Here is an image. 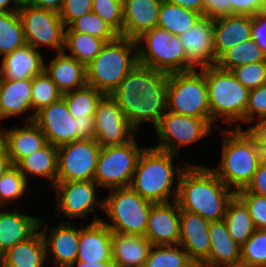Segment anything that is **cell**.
Here are the masks:
<instances>
[{"label":"cell","mask_w":266,"mask_h":267,"mask_svg":"<svg viewBox=\"0 0 266 267\" xmlns=\"http://www.w3.org/2000/svg\"><path fill=\"white\" fill-rule=\"evenodd\" d=\"M168 74L167 109L169 112L206 119L210 108L204 68Z\"/></svg>","instance_id":"ba28073f"},{"label":"cell","mask_w":266,"mask_h":267,"mask_svg":"<svg viewBox=\"0 0 266 267\" xmlns=\"http://www.w3.org/2000/svg\"><path fill=\"white\" fill-rule=\"evenodd\" d=\"M163 0H123L122 36L136 40L157 27Z\"/></svg>","instance_id":"7402d4cb"},{"label":"cell","mask_w":266,"mask_h":267,"mask_svg":"<svg viewBox=\"0 0 266 267\" xmlns=\"http://www.w3.org/2000/svg\"><path fill=\"white\" fill-rule=\"evenodd\" d=\"M112 261L115 267H143L152 244L145 236L112 232Z\"/></svg>","instance_id":"83f0119b"},{"label":"cell","mask_w":266,"mask_h":267,"mask_svg":"<svg viewBox=\"0 0 266 267\" xmlns=\"http://www.w3.org/2000/svg\"><path fill=\"white\" fill-rule=\"evenodd\" d=\"M65 32L90 34L106 43L115 40L119 36V33L110 24L92 11L74 20L65 29Z\"/></svg>","instance_id":"ab89813d"},{"label":"cell","mask_w":266,"mask_h":267,"mask_svg":"<svg viewBox=\"0 0 266 267\" xmlns=\"http://www.w3.org/2000/svg\"><path fill=\"white\" fill-rule=\"evenodd\" d=\"M143 150L134 139L123 145L101 148L94 176L98 187L108 190L129 187Z\"/></svg>","instance_id":"30bf717a"},{"label":"cell","mask_w":266,"mask_h":267,"mask_svg":"<svg viewBox=\"0 0 266 267\" xmlns=\"http://www.w3.org/2000/svg\"><path fill=\"white\" fill-rule=\"evenodd\" d=\"M137 47L136 40L120 35L106 43L100 53L86 65L87 85L104 95H111L138 64ZM131 52H134L133 56Z\"/></svg>","instance_id":"5b68a950"},{"label":"cell","mask_w":266,"mask_h":267,"mask_svg":"<svg viewBox=\"0 0 266 267\" xmlns=\"http://www.w3.org/2000/svg\"><path fill=\"white\" fill-rule=\"evenodd\" d=\"M26 45L18 11L0 12V55L12 53Z\"/></svg>","instance_id":"8d00e7d4"},{"label":"cell","mask_w":266,"mask_h":267,"mask_svg":"<svg viewBox=\"0 0 266 267\" xmlns=\"http://www.w3.org/2000/svg\"><path fill=\"white\" fill-rule=\"evenodd\" d=\"M64 0H32V5L45 10L59 13Z\"/></svg>","instance_id":"6f0895ef"},{"label":"cell","mask_w":266,"mask_h":267,"mask_svg":"<svg viewBox=\"0 0 266 267\" xmlns=\"http://www.w3.org/2000/svg\"><path fill=\"white\" fill-rule=\"evenodd\" d=\"M46 230L47 225L43 230H40L44 240L46 258L50 252L54 257V267H69L77 259L79 229L71 226L70 222L67 221L56 228L48 229L49 236Z\"/></svg>","instance_id":"44dd1931"},{"label":"cell","mask_w":266,"mask_h":267,"mask_svg":"<svg viewBox=\"0 0 266 267\" xmlns=\"http://www.w3.org/2000/svg\"><path fill=\"white\" fill-rule=\"evenodd\" d=\"M32 111V79H0V119Z\"/></svg>","instance_id":"f546056e"},{"label":"cell","mask_w":266,"mask_h":267,"mask_svg":"<svg viewBox=\"0 0 266 267\" xmlns=\"http://www.w3.org/2000/svg\"><path fill=\"white\" fill-rule=\"evenodd\" d=\"M248 207L255 229H266V197L251 192H236Z\"/></svg>","instance_id":"bcb514c9"},{"label":"cell","mask_w":266,"mask_h":267,"mask_svg":"<svg viewBox=\"0 0 266 267\" xmlns=\"http://www.w3.org/2000/svg\"><path fill=\"white\" fill-rule=\"evenodd\" d=\"M105 44V41L90 34L65 32L63 51L70 50L67 55L86 66L100 53Z\"/></svg>","instance_id":"d590c367"},{"label":"cell","mask_w":266,"mask_h":267,"mask_svg":"<svg viewBox=\"0 0 266 267\" xmlns=\"http://www.w3.org/2000/svg\"><path fill=\"white\" fill-rule=\"evenodd\" d=\"M47 144L46 137L34 122H27L22 128L4 130V149L11 165L40 150Z\"/></svg>","instance_id":"cb8c5ba5"},{"label":"cell","mask_w":266,"mask_h":267,"mask_svg":"<svg viewBox=\"0 0 266 267\" xmlns=\"http://www.w3.org/2000/svg\"><path fill=\"white\" fill-rule=\"evenodd\" d=\"M231 72L249 90L266 83V61L241 65L232 69Z\"/></svg>","instance_id":"f6af8a7d"},{"label":"cell","mask_w":266,"mask_h":267,"mask_svg":"<svg viewBox=\"0 0 266 267\" xmlns=\"http://www.w3.org/2000/svg\"><path fill=\"white\" fill-rule=\"evenodd\" d=\"M188 59V71L215 65L217 60L214 52V19L202 16L188 31L180 34Z\"/></svg>","instance_id":"e0dca14e"},{"label":"cell","mask_w":266,"mask_h":267,"mask_svg":"<svg viewBox=\"0 0 266 267\" xmlns=\"http://www.w3.org/2000/svg\"><path fill=\"white\" fill-rule=\"evenodd\" d=\"M143 267H197V265L189 258L187 251L178 244L152 245Z\"/></svg>","instance_id":"74e56055"},{"label":"cell","mask_w":266,"mask_h":267,"mask_svg":"<svg viewBox=\"0 0 266 267\" xmlns=\"http://www.w3.org/2000/svg\"><path fill=\"white\" fill-rule=\"evenodd\" d=\"M136 43L138 63L167 74L188 71V59L175 34L154 27L137 38Z\"/></svg>","instance_id":"9c48e42d"},{"label":"cell","mask_w":266,"mask_h":267,"mask_svg":"<svg viewBox=\"0 0 266 267\" xmlns=\"http://www.w3.org/2000/svg\"><path fill=\"white\" fill-rule=\"evenodd\" d=\"M231 15H248L254 17L266 9V0H229Z\"/></svg>","instance_id":"681fc988"},{"label":"cell","mask_w":266,"mask_h":267,"mask_svg":"<svg viewBox=\"0 0 266 267\" xmlns=\"http://www.w3.org/2000/svg\"><path fill=\"white\" fill-rule=\"evenodd\" d=\"M92 181L56 182L53 186L58 193L57 206L59 214L63 213L70 218L84 217L95 211V206L103 209V199L97 201L96 186Z\"/></svg>","instance_id":"2e32d148"},{"label":"cell","mask_w":266,"mask_h":267,"mask_svg":"<svg viewBox=\"0 0 266 267\" xmlns=\"http://www.w3.org/2000/svg\"><path fill=\"white\" fill-rule=\"evenodd\" d=\"M252 16L228 15L214 19L216 60L234 45L251 39Z\"/></svg>","instance_id":"4316f807"},{"label":"cell","mask_w":266,"mask_h":267,"mask_svg":"<svg viewBox=\"0 0 266 267\" xmlns=\"http://www.w3.org/2000/svg\"><path fill=\"white\" fill-rule=\"evenodd\" d=\"M201 17L202 15L196 11L163 0L159 11L157 27L179 36L191 29Z\"/></svg>","instance_id":"836d02e7"},{"label":"cell","mask_w":266,"mask_h":267,"mask_svg":"<svg viewBox=\"0 0 266 267\" xmlns=\"http://www.w3.org/2000/svg\"><path fill=\"white\" fill-rule=\"evenodd\" d=\"M115 267L113 262H82L76 260L69 267Z\"/></svg>","instance_id":"680465c9"},{"label":"cell","mask_w":266,"mask_h":267,"mask_svg":"<svg viewBox=\"0 0 266 267\" xmlns=\"http://www.w3.org/2000/svg\"><path fill=\"white\" fill-rule=\"evenodd\" d=\"M169 3L181 6L200 13L204 16V3L203 0H166Z\"/></svg>","instance_id":"9f6ffc18"},{"label":"cell","mask_w":266,"mask_h":267,"mask_svg":"<svg viewBox=\"0 0 266 267\" xmlns=\"http://www.w3.org/2000/svg\"><path fill=\"white\" fill-rule=\"evenodd\" d=\"M13 1L19 8L32 3V0H13Z\"/></svg>","instance_id":"6125c7cd"},{"label":"cell","mask_w":266,"mask_h":267,"mask_svg":"<svg viewBox=\"0 0 266 267\" xmlns=\"http://www.w3.org/2000/svg\"><path fill=\"white\" fill-rule=\"evenodd\" d=\"M78 125V140L95 139L96 129L94 116H86V118H76Z\"/></svg>","instance_id":"11a10c76"},{"label":"cell","mask_w":266,"mask_h":267,"mask_svg":"<svg viewBox=\"0 0 266 267\" xmlns=\"http://www.w3.org/2000/svg\"><path fill=\"white\" fill-rule=\"evenodd\" d=\"M11 165L9 158L7 157L5 149L0 152V177L5 170Z\"/></svg>","instance_id":"94428289"},{"label":"cell","mask_w":266,"mask_h":267,"mask_svg":"<svg viewBox=\"0 0 266 267\" xmlns=\"http://www.w3.org/2000/svg\"><path fill=\"white\" fill-rule=\"evenodd\" d=\"M210 222L199 214L180 210L179 245L199 267L208 257L210 250Z\"/></svg>","instance_id":"d6986e66"},{"label":"cell","mask_w":266,"mask_h":267,"mask_svg":"<svg viewBox=\"0 0 266 267\" xmlns=\"http://www.w3.org/2000/svg\"><path fill=\"white\" fill-rule=\"evenodd\" d=\"M168 74L138 63L110 95L137 130L150 121L155 128L167 110Z\"/></svg>","instance_id":"6da1fadb"},{"label":"cell","mask_w":266,"mask_h":267,"mask_svg":"<svg viewBox=\"0 0 266 267\" xmlns=\"http://www.w3.org/2000/svg\"><path fill=\"white\" fill-rule=\"evenodd\" d=\"M237 192H251L266 197V157L257 167L247 187Z\"/></svg>","instance_id":"816d5d0a"},{"label":"cell","mask_w":266,"mask_h":267,"mask_svg":"<svg viewBox=\"0 0 266 267\" xmlns=\"http://www.w3.org/2000/svg\"><path fill=\"white\" fill-rule=\"evenodd\" d=\"M235 194L211 168L188 163L178 181L176 201L180 210L214 222L224 219L227 205Z\"/></svg>","instance_id":"7a4b0ae2"},{"label":"cell","mask_w":266,"mask_h":267,"mask_svg":"<svg viewBox=\"0 0 266 267\" xmlns=\"http://www.w3.org/2000/svg\"><path fill=\"white\" fill-rule=\"evenodd\" d=\"M92 12L99 15L122 36L123 0H92Z\"/></svg>","instance_id":"ee69618b"},{"label":"cell","mask_w":266,"mask_h":267,"mask_svg":"<svg viewBox=\"0 0 266 267\" xmlns=\"http://www.w3.org/2000/svg\"><path fill=\"white\" fill-rule=\"evenodd\" d=\"M240 267H266V229H255L241 246Z\"/></svg>","instance_id":"b9f144b4"},{"label":"cell","mask_w":266,"mask_h":267,"mask_svg":"<svg viewBox=\"0 0 266 267\" xmlns=\"http://www.w3.org/2000/svg\"><path fill=\"white\" fill-rule=\"evenodd\" d=\"M209 236V257L199 267H240L241 246L229 235L224 219L210 222Z\"/></svg>","instance_id":"603a6c76"},{"label":"cell","mask_w":266,"mask_h":267,"mask_svg":"<svg viewBox=\"0 0 266 267\" xmlns=\"http://www.w3.org/2000/svg\"><path fill=\"white\" fill-rule=\"evenodd\" d=\"M219 133L225 135L222 158L218 168L211 169L227 187L237 192L251 182L266 155L239 123L233 131L230 129Z\"/></svg>","instance_id":"3957f363"},{"label":"cell","mask_w":266,"mask_h":267,"mask_svg":"<svg viewBox=\"0 0 266 267\" xmlns=\"http://www.w3.org/2000/svg\"><path fill=\"white\" fill-rule=\"evenodd\" d=\"M251 38L266 54V9L252 17Z\"/></svg>","instance_id":"f907efd6"},{"label":"cell","mask_w":266,"mask_h":267,"mask_svg":"<svg viewBox=\"0 0 266 267\" xmlns=\"http://www.w3.org/2000/svg\"><path fill=\"white\" fill-rule=\"evenodd\" d=\"M4 149V130L0 129V152Z\"/></svg>","instance_id":"be15d7a7"},{"label":"cell","mask_w":266,"mask_h":267,"mask_svg":"<svg viewBox=\"0 0 266 267\" xmlns=\"http://www.w3.org/2000/svg\"><path fill=\"white\" fill-rule=\"evenodd\" d=\"M0 210V255L15 244L30 238L38 229L40 219L16 211Z\"/></svg>","instance_id":"4dcf8cb0"},{"label":"cell","mask_w":266,"mask_h":267,"mask_svg":"<svg viewBox=\"0 0 266 267\" xmlns=\"http://www.w3.org/2000/svg\"><path fill=\"white\" fill-rule=\"evenodd\" d=\"M145 237L152 245L179 244L180 208L176 200L152 204Z\"/></svg>","instance_id":"ac0fdd59"},{"label":"cell","mask_w":266,"mask_h":267,"mask_svg":"<svg viewBox=\"0 0 266 267\" xmlns=\"http://www.w3.org/2000/svg\"><path fill=\"white\" fill-rule=\"evenodd\" d=\"M27 186L28 181L25 176L15 165H10L0 177V207L13 203L23 196Z\"/></svg>","instance_id":"7bdbcfd3"},{"label":"cell","mask_w":266,"mask_h":267,"mask_svg":"<svg viewBox=\"0 0 266 267\" xmlns=\"http://www.w3.org/2000/svg\"><path fill=\"white\" fill-rule=\"evenodd\" d=\"M33 122L44 133L47 143L56 147L78 140L77 121L62 97L37 111Z\"/></svg>","instance_id":"9a60e30c"},{"label":"cell","mask_w":266,"mask_h":267,"mask_svg":"<svg viewBox=\"0 0 266 267\" xmlns=\"http://www.w3.org/2000/svg\"><path fill=\"white\" fill-rule=\"evenodd\" d=\"M104 94L101 91L86 85L62 95L65 100L69 113L73 118H86V116H94L97 103Z\"/></svg>","instance_id":"f35d334b"},{"label":"cell","mask_w":266,"mask_h":267,"mask_svg":"<svg viewBox=\"0 0 266 267\" xmlns=\"http://www.w3.org/2000/svg\"><path fill=\"white\" fill-rule=\"evenodd\" d=\"M100 149L95 139H79L57 147L56 182L94 180Z\"/></svg>","instance_id":"7c38bea8"},{"label":"cell","mask_w":266,"mask_h":267,"mask_svg":"<svg viewBox=\"0 0 266 267\" xmlns=\"http://www.w3.org/2000/svg\"><path fill=\"white\" fill-rule=\"evenodd\" d=\"M44 71L62 95L87 85L86 66L66 51L59 52L48 66L44 65Z\"/></svg>","instance_id":"484cf974"},{"label":"cell","mask_w":266,"mask_h":267,"mask_svg":"<svg viewBox=\"0 0 266 267\" xmlns=\"http://www.w3.org/2000/svg\"><path fill=\"white\" fill-rule=\"evenodd\" d=\"M224 220L229 235L240 246L247 241L255 230L248 207L236 194L227 205Z\"/></svg>","instance_id":"d6a6232c"},{"label":"cell","mask_w":266,"mask_h":267,"mask_svg":"<svg viewBox=\"0 0 266 267\" xmlns=\"http://www.w3.org/2000/svg\"><path fill=\"white\" fill-rule=\"evenodd\" d=\"M176 156L178 157L176 154L154 147H145L137 161L130 187L142 198L153 203H167L170 202V197L173 194L172 188L177 182L172 199L173 201L176 200L178 181L185 169V167L174 168L173 157ZM175 177H177L176 182H174Z\"/></svg>","instance_id":"277c9868"},{"label":"cell","mask_w":266,"mask_h":267,"mask_svg":"<svg viewBox=\"0 0 266 267\" xmlns=\"http://www.w3.org/2000/svg\"><path fill=\"white\" fill-rule=\"evenodd\" d=\"M155 129L159 141L154 148L178 155L180 146L194 143L210 134L212 125L203 118L166 111Z\"/></svg>","instance_id":"4fadbf2b"},{"label":"cell","mask_w":266,"mask_h":267,"mask_svg":"<svg viewBox=\"0 0 266 267\" xmlns=\"http://www.w3.org/2000/svg\"><path fill=\"white\" fill-rule=\"evenodd\" d=\"M257 122V124L245 129V131L253 138L256 145L266 155V116L261 117V119L258 118Z\"/></svg>","instance_id":"db71d44e"},{"label":"cell","mask_w":266,"mask_h":267,"mask_svg":"<svg viewBox=\"0 0 266 267\" xmlns=\"http://www.w3.org/2000/svg\"><path fill=\"white\" fill-rule=\"evenodd\" d=\"M103 210L112 224L102 221L112 232L145 236L153 202L142 198L130 186L110 189Z\"/></svg>","instance_id":"52a82bcc"},{"label":"cell","mask_w":266,"mask_h":267,"mask_svg":"<svg viewBox=\"0 0 266 267\" xmlns=\"http://www.w3.org/2000/svg\"><path fill=\"white\" fill-rule=\"evenodd\" d=\"M92 11V0H64L59 15L67 28L74 20Z\"/></svg>","instance_id":"7dc6e473"},{"label":"cell","mask_w":266,"mask_h":267,"mask_svg":"<svg viewBox=\"0 0 266 267\" xmlns=\"http://www.w3.org/2000/svg\"><path fill=\"white\" fill-rule=\"evenodd\" d=\"M204 17L216 19L231 15V2L229 0H203Z\"/></svg>","instance_id":"f5cc1de1"},{"label":"cell","mask_w":266,"mask_h":267,"mask_svg":"<svg viewBox=\"0 0 266 267\" xmlns=\"http://www.w3.org/2000/svg\"><path fill=\"white\" fill-rule=\"evenodd\" d=\"M94 121L95 140L101 148L126 144L137 131L110 95H104L97 103Z\"/></svg>","instance_id":"5bb4252c"},{"label":"cell","mask_w":266,"mask_h":267,"mask_svg":"<svg viewBox=\"0 0 266 267\" xmlns=\"http://www.w3.org/2000/svg\"><path fill=\"white\" fill-rule=\"evenodd\" d=\"M58 154L57 147L47 143L40 150L22 158L15 166L25 176L33 174L49 178L52 181L51 187L56 184Z\"/></svg>","instance_id":"1f68e13d"},{"label":"cell","mask_w":266,"mask_h":267,"mask_svg":"<svg viewBox=\"0 0 266 267\" xmlns=\"http://www.w3.org/2000/svg\"><path fill=\"white\" fill-rule=\"evenodd\" d=\"M255 114L258 115V118L266 116V83L258 88L251 89L249 92L246 107V123L253 122Z\"/></svg>","instance_id":"c3c4849f"},{"label":"cell","mask_w":266,"mask_h":267,"mask_svg":"<svg viewBox=\"0 0 266 267\" xmlns=\"http://www.w3.org/2000/svg\"><path fill=\"white\" fill-rule=\"evenodd\" d=\"M44 225L39 221V229L28 239L15 244L0 255L3 267H43L46 261V252L43 237L40 233Z\"/></svg>","instance_id":"f1b7e54d"},{"label":"cell","mask_w":266,"mask_h":267,"mask_svg":"<svg viewBox=\"0 0 266 267\" xmlns=\"http://www.w3.org/2000/svg\"><path fill=\"white\" fill-rule=\"evenodd\" d=\"M39 50L30 45L16 49L3 56L0 79H32L44 71V59Z\"/></svg>","instance_id":"d4e9b609"},{"label":"cell","mask_w":266,"mask_h":267,"mask_svg":"<svg viewBox=\"0 0 266 267\" xmlns=\"http://www.w3.org/2000/svg\"><path fill=\"white\" fill-rule=\"evenodd\" d=\"M61 97L62 94L56 84L45 71L34 76L32 78V111L34 113L27 117V122H33L37 111L58 101Z\"/></svg>","instance_id":"60d3db41"},{"label":"cell","mask_w":266,"mask_h":267,"mask_svg":"<svg viewBox=\"0 0 266 267\" xmlns=\"http://www.w3.org/2000/svg\"><path fill=\"white\" fill-rule=\"evenodd\" d=\"M18 14L27 45L35 49L46 45L63 52L66 27L58 13L29 4L20 7Z\"/></svg>","instance_id":"8fae6325"},{"label":"cell","mask_w":266,"mask_h":267,"mask_svg":"<svg viewBox=\"0 0 266 267\" xmlns=\"http://www.w3.org/2000/svg\"><path fill=\"white\" fill-rule=\"evenodd\" d=\"M111 235L112 231L95 215L93 222L79 229L76 260L82 262H113Z\"/></svg>","instance_id":"ffe728a7"},{"label":"cell","mask_w":266,"mask_h":267,"mask_svg":"<svg viewBox=\"0 0 266 267\" xmlns=\"http://www.w3.org/2000/svg\"><path fill=\"white\" fill-rule=\"evenodd\" d=\"M266 61V54L259 48L251 38L234 45L224 52L216 62L220 69L231 71L235 67Z\"/></svg>","instance_id":"e575fe53"},{"label":"cell","mask_w":266,"mask_h":267,"mask_svg":"<svg viewBox=\"0 0 266 267\" xmlns=\"http://www.w3.org/2000/svg\"><path fill=\"white\" fill-rule=\"evenodd\" d=\"M13 2V6L11 3ZM13 7V8H12ZM19 7L13 0H0V12H13L18 11Z\"/></svg>","instance_id":"91938a15"},{"label":"cell","mask_w":266,"mask_h":267,"mask_svg":"<svg viewBox=\"0 0 266 267\" xmlns=\"http://www.w3.org/2000/svg\"><path fill=\"white\" fill-rule=\"evenodd\" d=\"M207 83L210 124L220 118L225 123L246 122V107L250 90L243 86L231 71L212 65L204 68Z\"/></svg>","instance_id":"8992f818"}]
</instances>
